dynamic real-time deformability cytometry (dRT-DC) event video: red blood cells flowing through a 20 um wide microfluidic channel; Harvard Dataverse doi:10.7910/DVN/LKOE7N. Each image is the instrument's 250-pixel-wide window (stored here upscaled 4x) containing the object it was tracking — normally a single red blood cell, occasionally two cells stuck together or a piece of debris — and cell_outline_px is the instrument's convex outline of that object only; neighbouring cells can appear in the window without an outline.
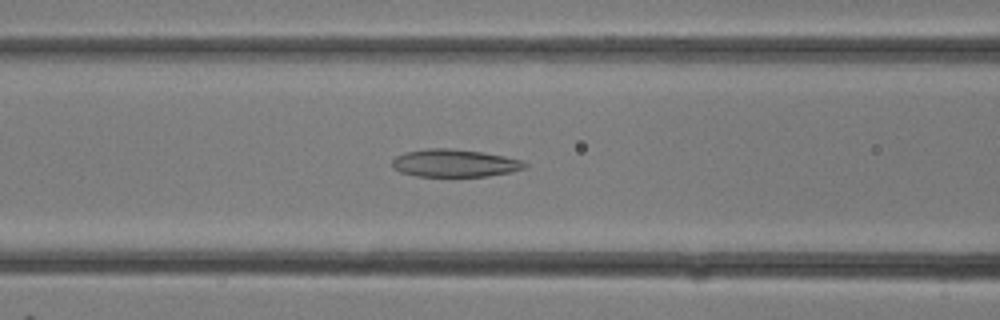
{"species": "common noctule bat (a hibernating species)", "species_latin": "Nyctalus noctula", "temperature_condition": "room temperature", "stored_images_in_passage": 29, "camera_frame_rate_fps": 3000, "um_per_image_px": 0.085, "animal": {"sex": "female"}, "frame": {"image": 1, "passage_image": 12, "time_ms": 3.667, "image_size_px": [1000, 320], "cell_outline_px": [[528, 168], [512, 172], [488, 176], [416, 176], [400, 172], [392, 168], [392, 160], [396, 156], [404, 152], [424, 148], [448, 148], [480, 152], [504, 156], [520, 160], [528, 164]], "centroid_in_image_um": [38.63, 13.87], "position_along_channel_um": 128.0, "area_um2": 21.5}}
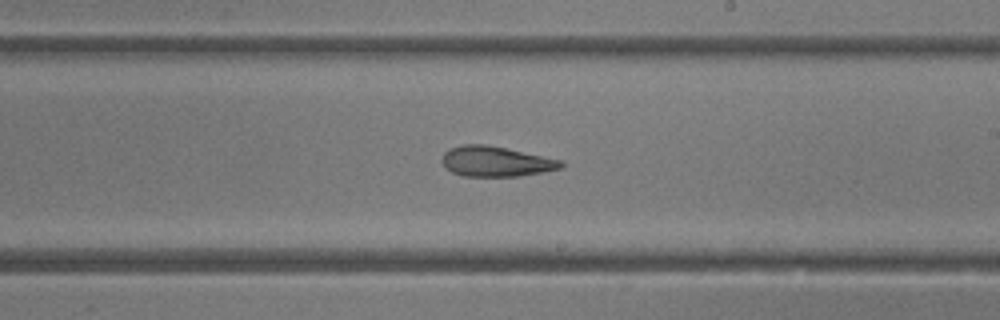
{"frame": {"image": 2, "passage_image": 17, "time_ms": 5.333, "image_size_px": [1000, 320], "cell_outline_px": [[564, 164], [560, 168], [544, 172], [520, 176], [464, 176], [452, 172], [444, 168], [440, 160], [444, 152], [448, 148], [460, 144], [484, 144], [564, 160]], "centroid_in_image_um": [42.1, 13.72], "position_along_channel_um": 246.9, "area_um2": 21.15}}
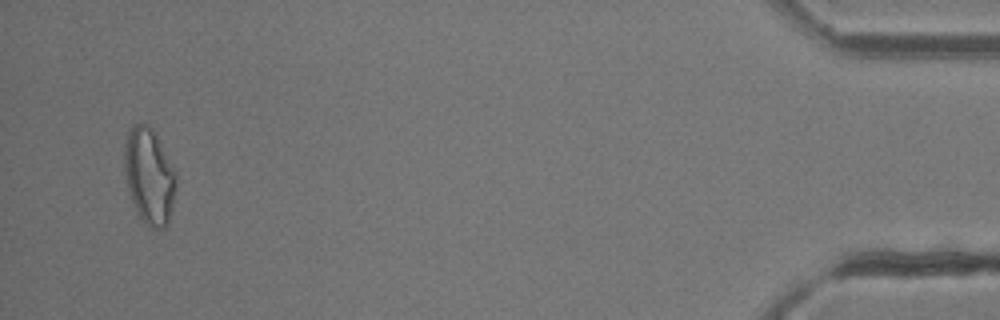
{"frame": {"image": 3, "passage_image": 28, "time_ms": 9.0, "image_size_px": [1000, 320], "cell_outline_px": [[176, 184], [172, 208], [168, 224], [164, 228], [148, 228], [140, 216], [132, 200], [128, 188], [124, 168], [124, 144], [128, 132], [132, 124], [144, 124], [152, 128], [176, 172]], "centroid_in_image_um": [12.68, 14.97], "position_along_channel_um": 422.5, "area_um2": 28.67}}